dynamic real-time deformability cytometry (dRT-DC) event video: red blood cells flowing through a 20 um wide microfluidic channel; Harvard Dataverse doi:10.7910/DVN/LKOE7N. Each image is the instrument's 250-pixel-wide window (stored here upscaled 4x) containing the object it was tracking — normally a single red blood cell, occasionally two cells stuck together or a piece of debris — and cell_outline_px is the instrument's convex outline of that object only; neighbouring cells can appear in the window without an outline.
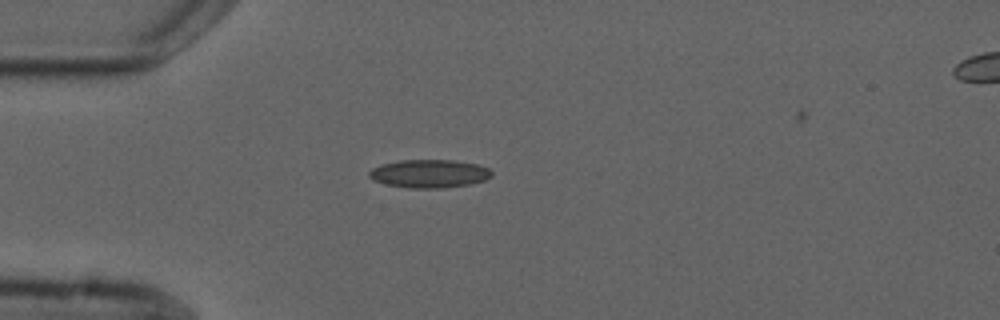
{"species": "common noctule bat (a hibernating species)", "species_latin": "Nyctalus noctula", "temperature_condition": "cold", "stored_images_in_passage": 6, "camera_frame_rate_fps": 3000, "um_per_image_px": 0.085, "animal": {"sex": "male", "forearm_length_mm": 52.5}, "frame": {"image": 1, "passage_image": 6, "time_ms": 6.0, "image_size_px": [1000, 320], "cell_outline_px": [[492, 176], [484, 180], [468, 184], [444, 188], [408, 188], [384, 184], [368, 176], [368, 172], [372, 168], [380, 164], [400, 160], [456, 160], [476, 164], [488, 168], [492, 172]], "centroid_in_image_um": [36.47, 14.75], "position_along_channel_um": 48.5, "area_um2": 20.17}}